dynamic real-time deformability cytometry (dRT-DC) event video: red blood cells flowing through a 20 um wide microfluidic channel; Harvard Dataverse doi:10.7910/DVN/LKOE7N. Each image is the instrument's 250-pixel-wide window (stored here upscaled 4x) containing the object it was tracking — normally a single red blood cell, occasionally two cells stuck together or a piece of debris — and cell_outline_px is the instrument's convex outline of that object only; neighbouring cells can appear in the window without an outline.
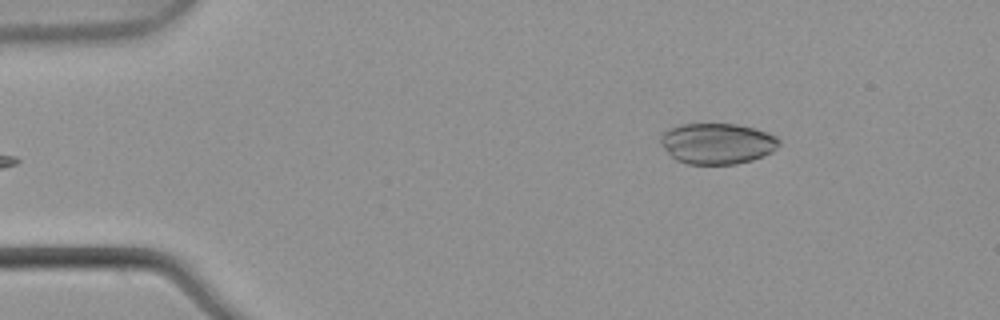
{"species": "common noctule bat (a hibernating species)", "species_latin": "Nyctalus noctula", "temperature_condition": "warm", "stored_images_in_passage": 5, "camera_frame_rate_fps": 3000, "um_per_image_px": 0.085, "animal": {"sex": "male", "body_mass_g": 21.5, "forearm_length_mm": 52.0}, "frame": {"image": 1, "passage_image": 5, "time_ms": 1.333, "image_size_px": [1000, 320], "cell_outline_px": [[780, 144], [772, 152], [764, 156], [752, 160], [736, 164], [688, 164], [676, 160], [660, 144], [660, 136], [668, 128], [680, 124], [736, 124], [756, 128], [768, 132], [776, 136], [780, 140]], "centroid_in_image_um": [60.98, 12.19], "position_along_channel_um": 24.0, "area_um2": 28.44}}